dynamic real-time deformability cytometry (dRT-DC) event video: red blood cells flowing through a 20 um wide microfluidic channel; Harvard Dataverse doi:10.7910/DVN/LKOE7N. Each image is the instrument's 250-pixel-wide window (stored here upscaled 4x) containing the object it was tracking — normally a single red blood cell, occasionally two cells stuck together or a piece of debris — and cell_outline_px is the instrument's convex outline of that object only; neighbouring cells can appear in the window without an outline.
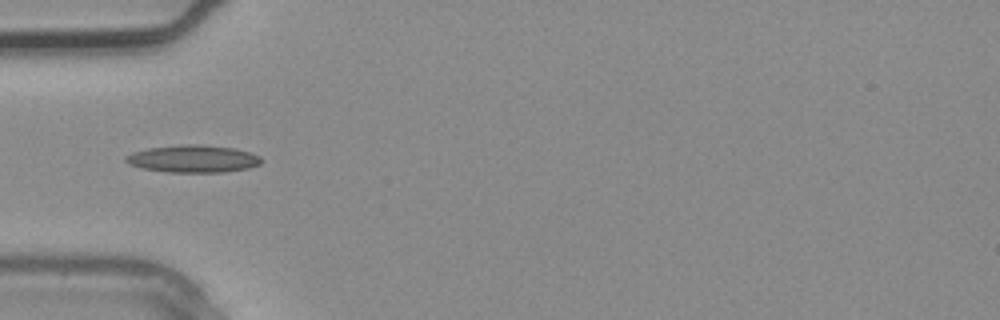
{"species": "common noctule bat (a hibernating species)", "species_latin": "Nyctalus noctula", "temperature_condition": "warm", "stored_images_in_passage": 1, "camera_frame_rate_fps": 3000, "um_per_image_px": 0.085, "animal": {"sex": "male", "body_mass_g": 20.4}, "frame": {"image": 1, "passage_image": 1, "time_ms": 0.0, "image_size_px": [1000, 320], "cell_outline_px": [[264, 160], [260, 164], [248, 168], [224, 172], [168, 172], [140, 168], [128, 164], [124, 160], [124, 156], [132, 152], [148, 148], [180, 144], [200, 144], [236, 148], [252, 152], [260, 156]], "centroid_in_image_um": [16.41, 13.49], "position_along_channel_um": 68.6, "area_um2": 22.02}}